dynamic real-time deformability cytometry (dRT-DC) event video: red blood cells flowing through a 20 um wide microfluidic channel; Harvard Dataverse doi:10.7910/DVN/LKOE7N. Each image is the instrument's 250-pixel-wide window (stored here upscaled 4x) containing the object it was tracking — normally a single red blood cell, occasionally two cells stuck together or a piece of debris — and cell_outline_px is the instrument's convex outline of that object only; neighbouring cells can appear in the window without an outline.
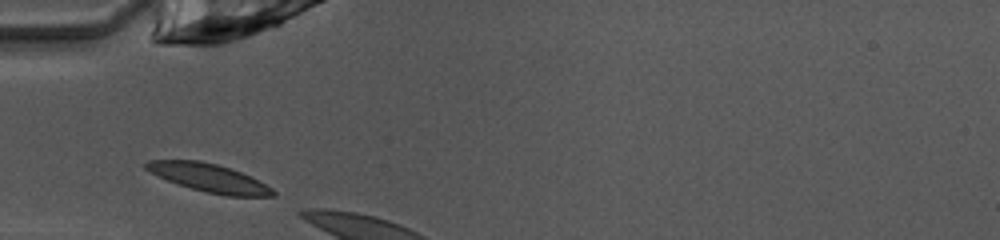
{"species": "common noctule bat (a hibernating species)", "species_latin": "Nyctalus noctula", "temperature_condition": "warm", "stored_images_in_passage": 5, "camera_frame_rate_fps": 3000, "um_per_image_px": 0.085, "animal": {"sex": "female", "body_mass_g": 10.0, "forearm_length_mm": 53.1}, "frame": {"image": 1, "passage_image": 1, "time_ms": 0.0, "image_size_px": [1000, 240], "cell_outline_px": [[276, 192], [272, 196], [224, 196], [204, 192], [168, 180], [144, 168], [144, 164], [148, 160], [200, 160], [232, 168], [272, 188]], "centroid_in_image_um": [17.76, 15.11], "position_along_channel_um": 67.2, "area_um2": 20.52}}